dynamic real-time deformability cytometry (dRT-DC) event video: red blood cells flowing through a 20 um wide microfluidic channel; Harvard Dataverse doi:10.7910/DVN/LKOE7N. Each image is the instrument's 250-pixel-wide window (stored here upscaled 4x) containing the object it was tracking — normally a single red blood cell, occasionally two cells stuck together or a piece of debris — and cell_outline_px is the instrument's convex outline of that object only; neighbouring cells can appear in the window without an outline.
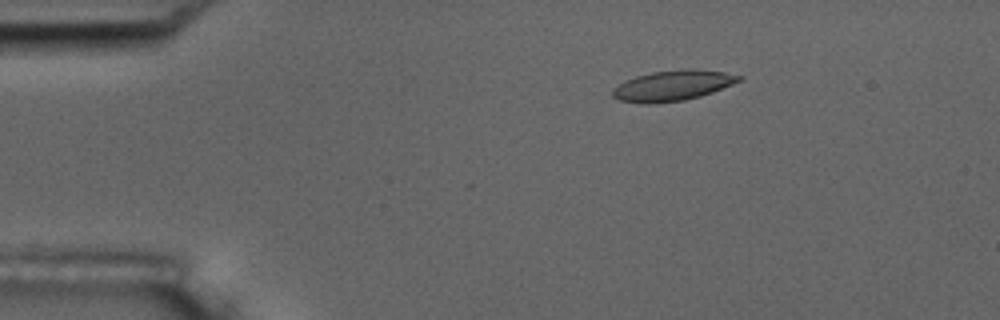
{"species": "common noctule bat (a hibernating species)", "species_latin": "Nyctalus noctula", "temperature_condition": "room temperature", "stored_images_in_passage": 4, "camera_frame_rate_fps": 3000, "um_per_image_px": 0.085, "animal": {"sex": "male", "body_mass_g": 17.5, "forearm_length_mm": 52.3}, "frame": {"image": 1, "passage_image": 2, "time_ms": 2.333, "image_size_px": [1000, 320], "cell_outline_px": [[744, 80], [712, 92], [700, 96], [684, 100], [652, 104], [644, 104], [620, 100], [612, 96], [612, 88], [624, 80], [636, 76], [652, 72], [684, 68], [688, 68], [724, 72], [744, 76]], "centroid_in_image_um": [57.18, 7.27], "position_along_channel_um": 27.8, "area_um2": 22.66}}